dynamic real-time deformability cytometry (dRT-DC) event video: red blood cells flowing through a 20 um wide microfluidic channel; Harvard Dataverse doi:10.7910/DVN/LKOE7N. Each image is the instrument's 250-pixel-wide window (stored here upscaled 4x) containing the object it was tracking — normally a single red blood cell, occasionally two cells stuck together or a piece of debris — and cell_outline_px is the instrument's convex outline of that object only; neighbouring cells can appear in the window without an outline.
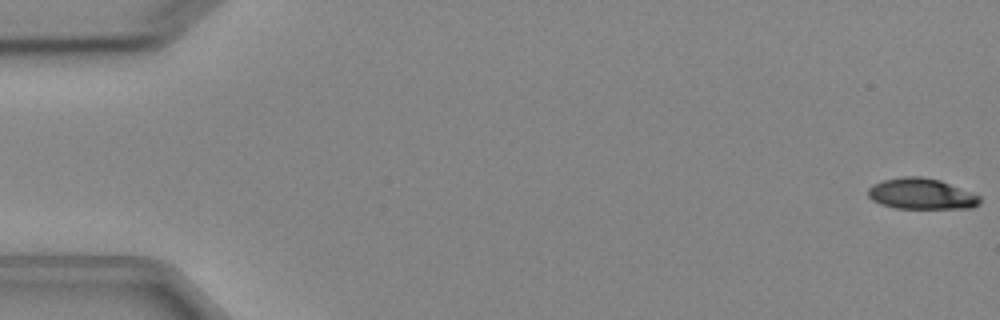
{"species": "Egyptian fruit bat (a non-hibernating species)", "species_latin": "Rousettus aegyptiacus", "temperature_condition": "cold", "stored_images_in_passage": 6, "camera_frame_rate_fps": 3000, "um_per_image_px": 0.085, "animal": {"sex": "female"}, "frame": {"image": 1, "passage_image": 1, "time_ms": 0.0, "image_size_px": [1000, 320], "cell_outline_px": [[980, 204], [972, 208], [896, 208], [880, 204], [872, 200], [868, 196], [868, 188], [872, 184], [884, 180], [904, 176], [920, 176], [940, 180], [972, 192], [980, 196]], "centroid_in_image_um": [78.31, 16.48], "position_along_channel_um": 6.7, "area_um2": 20.17}}